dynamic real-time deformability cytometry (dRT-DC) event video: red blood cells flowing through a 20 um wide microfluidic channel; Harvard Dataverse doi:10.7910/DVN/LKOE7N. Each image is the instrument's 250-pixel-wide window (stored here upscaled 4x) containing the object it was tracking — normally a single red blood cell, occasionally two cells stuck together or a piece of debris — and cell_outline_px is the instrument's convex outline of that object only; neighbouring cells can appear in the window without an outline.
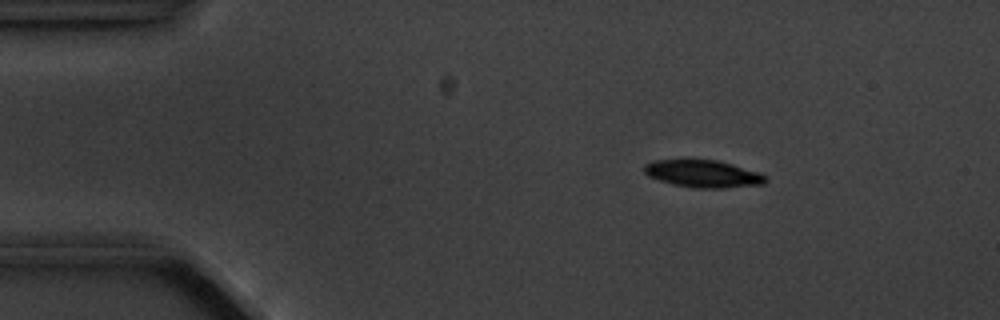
{"species": "common noctule bat (a hibernating species)", "species_latin": "Nyctalus noctula", "temperature_condition": "cold", "stored_images_in_passage": 5, "camera_frame_rate_fps": 3000, "um_per_image_px": 0.085, "animal": {"sex": "male", "body_mass_g": 20.1, "forearm_length_mm": 53.5}, "frame": {"image": 1, "passage_image": 3, "time_ms": 2.333, "image_size_px": [1000, 320], "cell_outline_px": [[768, 180], [764, 184], [724, 188], [696, 188], [676, 184], [660, 180], [648, 176], [644, 172], [644, 164], [656, 160], [716, 160], [732, 164], [760, 172], [768, 176]], "centroid_in_image_um": [59.82, 14.77], "position_along_channel_um": 25.2, "area_um2": 19.25}}